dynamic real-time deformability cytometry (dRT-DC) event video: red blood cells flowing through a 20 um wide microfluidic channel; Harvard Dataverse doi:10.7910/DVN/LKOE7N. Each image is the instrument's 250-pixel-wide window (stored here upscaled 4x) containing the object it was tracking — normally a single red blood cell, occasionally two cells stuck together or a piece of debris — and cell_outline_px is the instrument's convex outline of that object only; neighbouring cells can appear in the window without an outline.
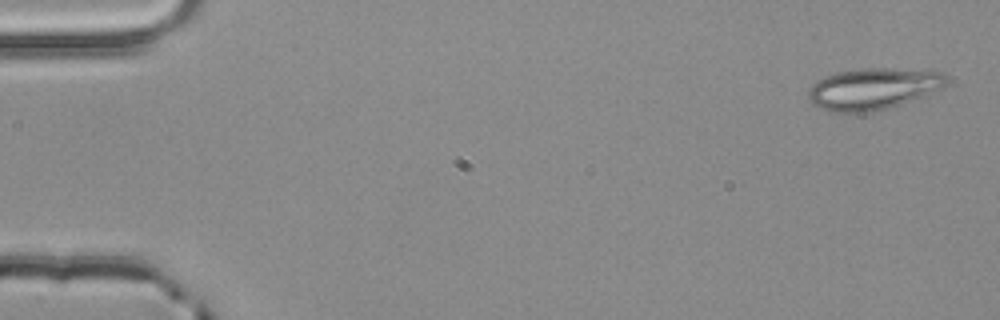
{"species": "common noctule bat (a hibernating species)", "species_latin": "Nyctalus noctula", "temperature_condition": "room temperature", "stored_images_in_passage": 3, "camera_frame_rate_fps": 3000, "um_per_image_px": 0.085, "animal": {"sex": "male", "body_mass_g": 20.4}, "frame": {"image": 1, "passage_image": 1, "time_ms": 0.0, "image_size_px": [1000, 320], "cell_outline_px": [[948, 80], [944, 88], [900, 104], [888, 108], [872, 112], [828, 112], [812, 104], [808, 100], [808, 92], [812, 84], [824, 76], [836, 72], [864, 68], [884, 68], [940, 72]], "centroid_in_image_um": [74.16, 7.56], "position_along_channel_um": 10.8, "area_um2": 33.29}}